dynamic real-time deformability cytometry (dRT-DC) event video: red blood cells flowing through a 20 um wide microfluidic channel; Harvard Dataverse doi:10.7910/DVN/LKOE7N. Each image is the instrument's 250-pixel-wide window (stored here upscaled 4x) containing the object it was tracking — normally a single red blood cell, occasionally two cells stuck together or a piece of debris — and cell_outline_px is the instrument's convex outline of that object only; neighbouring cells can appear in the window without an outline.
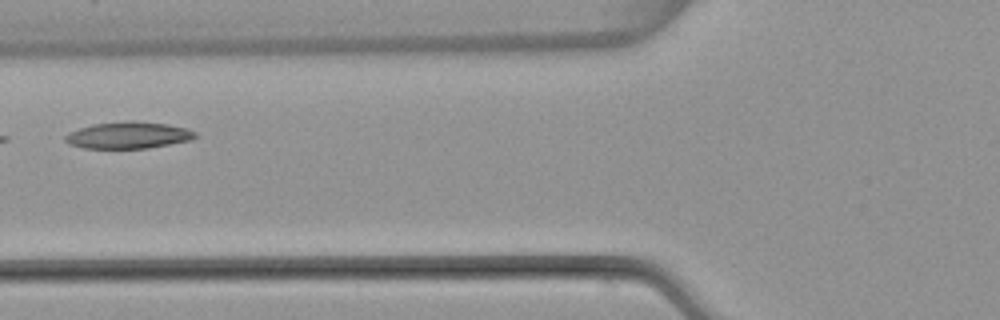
{"species": "common noctule bat (a hibernating species)", "species_latin": "Nyctalus noctula", "temperature_condition": "warm", "stored_images_in_passage": 2, "camera_frame_rate_fps": 3000, "um_per_image_px": 0.085, "animal": {"sex": "female", "body_mass_g": 22.7, "forearm_length_mm": 54.2}, "frame": {"image": 1, "passage_image": 2, "time_ms": 1.333, "image_size_px": [1000, 320], "cell_outline_px": [[200, 136], [188, 140], [148, 148], [84, 148], [68, 144], [64, 140], [64, 136], [68, 132], [92, 124], [128, 120], [132, 120], [168, 124], [188, 128], [196, 132]], "centroid_in_image_um": [10.9, 11.48], "position_along_channel_um": 114.9, "area_um2": 20.4}}